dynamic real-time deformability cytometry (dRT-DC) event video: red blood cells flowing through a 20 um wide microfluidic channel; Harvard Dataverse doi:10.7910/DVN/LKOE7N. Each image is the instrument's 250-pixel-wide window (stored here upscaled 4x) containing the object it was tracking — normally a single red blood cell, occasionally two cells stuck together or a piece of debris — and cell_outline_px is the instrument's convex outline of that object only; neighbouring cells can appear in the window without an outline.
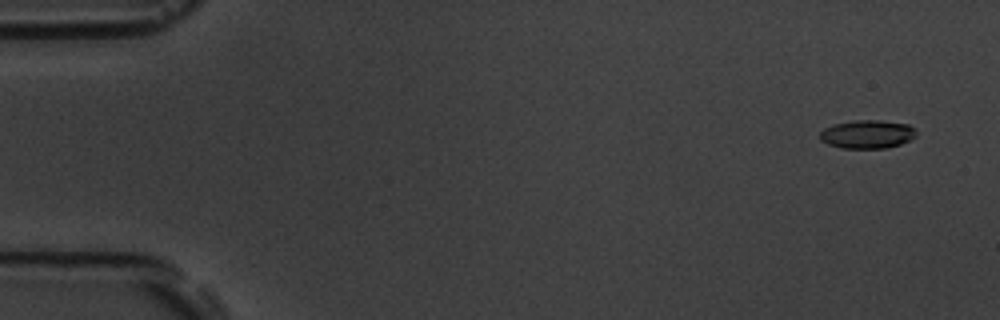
{"species": "common noctule bat (a hibernating species)", "species_latin": "Nyctalus noctula", "temperature_condition": "room temperature", "stored_images_in_passage": 55, "camera_frame_rate_fps": 3000, "um_per_image_px": 0.085, "animal": {"sex": "male", "body_mass_g": 19.5, "forearm_length_mm": 54.6}, "frame": {"image": 1, "passage_image": 4, "time_ms": 1.0, "image_size_px": [1000, 320], "cell_outline_px": [[916, 136], [900, 144], [884, 148], [840, 148], [828, 144], [820, 140], [820, 132], [824, 128], [832, 124], [852, 120], [880, 120], [908, 124], [916, 128]], "centroid_in_image_um": [73.7, 11.4], "position_along_channel_um": 11.3, "area_um2": 16.07}}
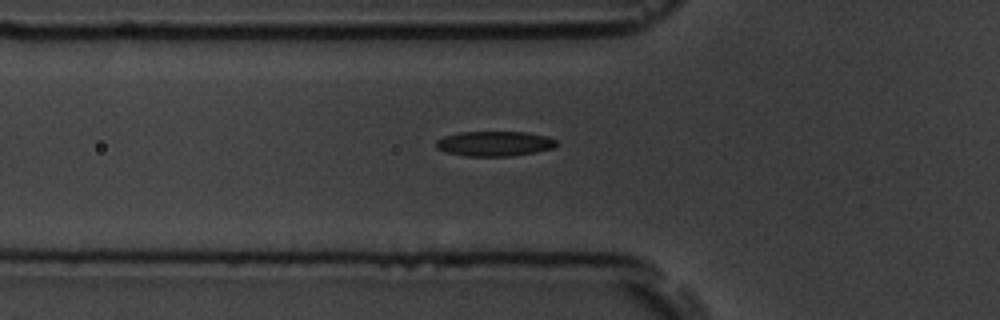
{"frame": {"image": 2, "passage_image": 20, "time_ms": 6.333, "image_size_px": [1000, 320], "cell_outline_px": [[556, 144], [552, 148], [536, 152], [512, 156], [468, 156], [448, 152], [436, 148], [436, 140], [444, 136], [460, 132], [524, 132], [548, 136], [556, 140]], "centroid_in_image_um": [42.03, 12.2], "position_along_channel_um": 83.8, "area_um2": 17.4}}
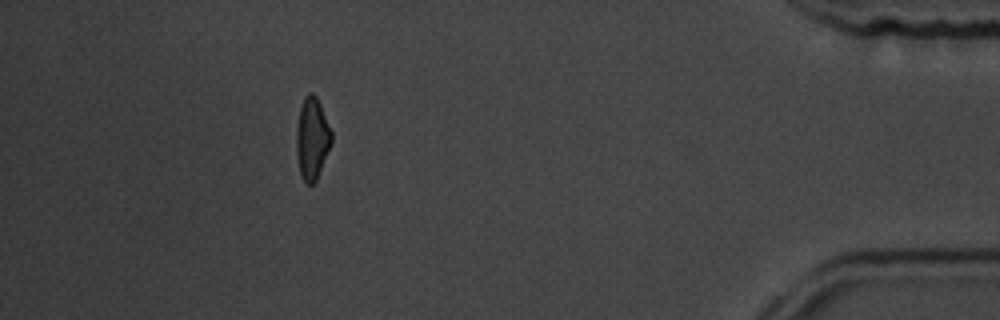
{"frame": {"image": 3, "passage_image": 50, "time_ms": 16.333, "image_size_px": [1000, 320], "cell_outline_px": [[332, 144], [316, 180], [312, 184], [308, 184], [304, 180], [300, 172], [296, 156], [296, 128], [300, 108], [304, 96], [308, 92], [312, 92], [316, 96], [320, 104], [332, 132]], "centroid_in_image_um": [26.53, 11.75], "position_along_channel_um": 408.7, "area_um2": 16.82}, "authors_computed_cell_mechanics": {"area_um2": 17.051, "velocity_mm_per_s": 3.7881, "shape_relaxation_time_tau1_ms": 4.7466, "shape_relaxation_time_tau2_ms": 2.2576, "deformation_change_tau1": 0.1421, "deformation_change_tau2": 0.0805}}